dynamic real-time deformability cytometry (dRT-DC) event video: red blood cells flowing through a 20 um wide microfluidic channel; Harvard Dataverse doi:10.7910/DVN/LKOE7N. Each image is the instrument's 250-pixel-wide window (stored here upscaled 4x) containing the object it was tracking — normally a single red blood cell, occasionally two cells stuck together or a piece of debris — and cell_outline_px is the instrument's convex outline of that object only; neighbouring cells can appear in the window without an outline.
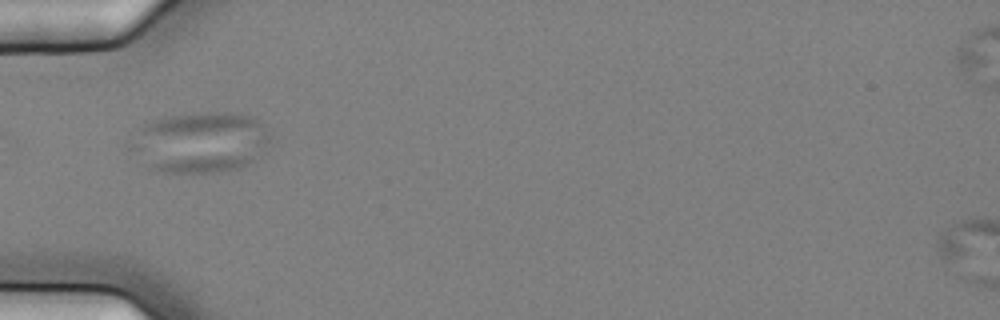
{"species": "common noctule bat (a hibernating species)", "species_latin": "Nyctalus noctula", "temperature_condition": "cold", "stored_images_in_passage": 6, "camera_frame_rate_fps": 3000, "um_per_image_px": 0.085, "animal": {"sex": "female", "body_mass_g": 25.1}, "frame": {"image": 1, "passage_image": 1, "time_ms": 0.0, "image_size_px": [1000, 320], "cell_outline_px": [[272, 136], [264, 152], [244, 168], [220, 172], [164, 172], [152, 168], [128, 148], [128, 144], [140, 128], [144, 124], [156, 120], [172, 116], [208, 112], [240, 112], [252, 116]], "centroid_in_image_um": [17.07, 12.1], "position_along_channel_um": 67.9, "area_um2": 49.36}}
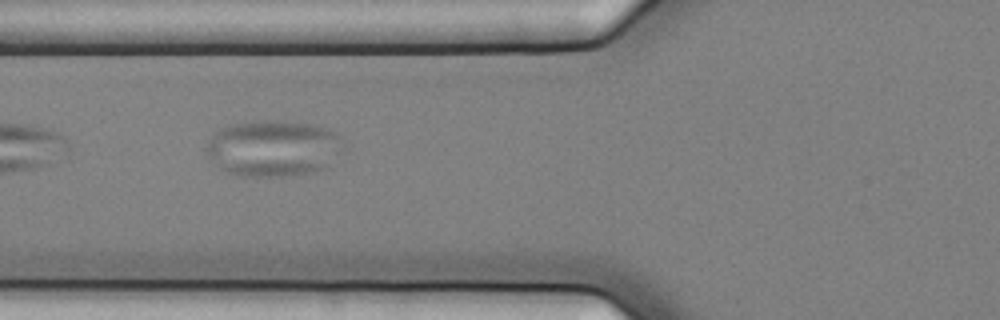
{"frame": {"image": 2, "passage_image": 4, "time_ms": 1.0, "image_size_px": [1000, 320], "cell_outline_px": [[344, 148], [328, 168], [316, 172], [284, 176], [236, 176], [224, 172], [220, 168], [204, 148], [212, 132], [228, 124], [260, 120], [276, 120], [312, 124], [332, 128], [340, 136]], "centroid_in_image_um": [23.25, 12.59], "position_along_channel_um": 102.5, "area_um2": 45.89}}